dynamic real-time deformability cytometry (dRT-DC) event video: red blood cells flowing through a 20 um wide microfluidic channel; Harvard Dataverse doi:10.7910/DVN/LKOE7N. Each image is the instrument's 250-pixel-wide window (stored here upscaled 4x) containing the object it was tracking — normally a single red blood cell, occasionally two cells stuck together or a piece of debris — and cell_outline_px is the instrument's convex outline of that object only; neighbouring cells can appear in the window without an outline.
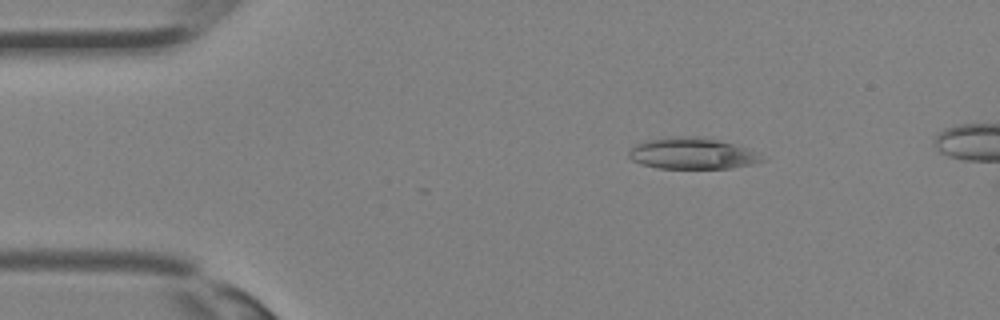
{"species": "Egyptian fruit bat (a non-hibernating species)", "species_latin": "Rousettus aegyptiacus", "temperature_condition": "room temperature", "stored_images_in_passage": 28, "camera_frame_rate_fps": 3000, "um_per_image_px": 0.085, "animal": {"sex": "female"}, "frame": {"image": 1, "passage_image": 6, "time_ms": 1.667, "image_size_px": [1000, 320], "cell_outline_px": [[764, 160], [752, 164], [728, 168], [660, 168], [644, 164], [632, 160], [628, 156], [628, 152], [636, 144], [644, 140], [672, 136], [704, 136], [720, 140], [756, 152]], "centroid_in_image_um": [58.79, 13.02], "position_along_channel_um": 26.2, "area_um2": 24.1}}
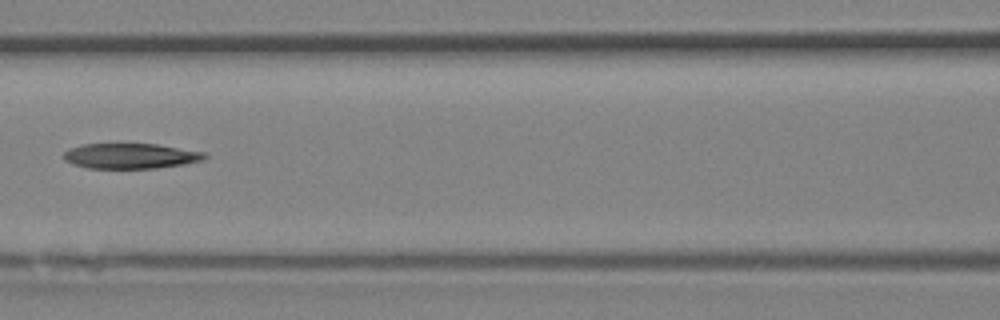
{"frame": {"image": 2, "passage_image": 16, "time_ms": 5.0, "image_size_px": [1000, 320], "cell_outline_px": [[208, 156], [204, 160], [184, 164], [156, 168], [88, 168], [72, 164], [64, 160], [64, 152], [68, 148], [84, 144], [156, 144], [208, 152]], "centroid_in_image_um": [11.13, 13.25], "position_along_channel_um": 155.5, "area_um2": 20.92}}
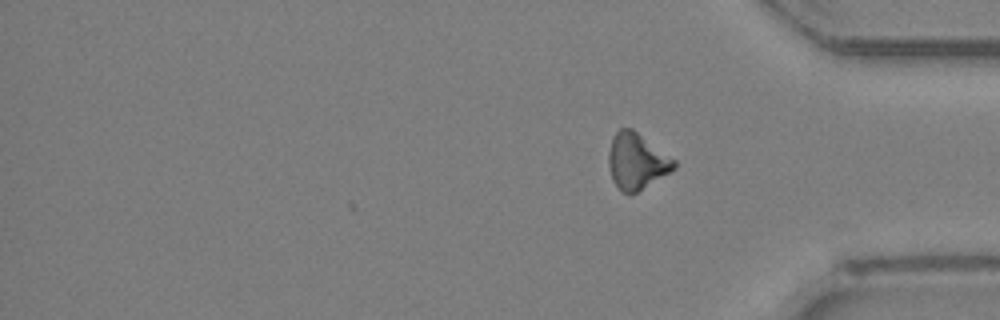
{"frame": {"image": 3, "passage_image": 28, "time_ms": 9.0, "image_size_px": [1000, 320], "cell_outline_px": [[676, 168], [636, 192], [620, 192], [612, 180], [608, 164], [608, 152], [612, 136], [620, 128], [632, 128], [676, 160]], "centroid_in_image_um": [54.09, 13.68], "position_along_channel_um": 381.1, "area_um2": 21.27}}